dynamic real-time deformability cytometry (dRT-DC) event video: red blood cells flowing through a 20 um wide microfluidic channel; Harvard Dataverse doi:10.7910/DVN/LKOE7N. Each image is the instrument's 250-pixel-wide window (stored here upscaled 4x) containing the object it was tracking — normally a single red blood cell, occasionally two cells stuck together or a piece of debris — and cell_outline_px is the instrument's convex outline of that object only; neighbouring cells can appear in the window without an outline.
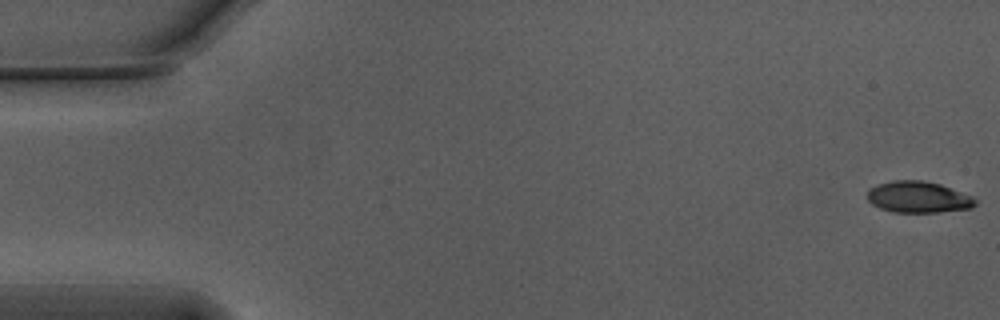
{"species": "Egyptian fruit bat (a non-hibernating species)", "species_latin": "Rousettus aegyptiacus", "temperature_condition": "warm", "stored_images_in_passage": 55, "camera_frame_rate_fps": 3000, "um_per_image_px": 0.085, "animal": {"sex": "male"}, "frame": {"image": 1, "passage_image": 1, "time_ms": 0.0, "image_size_px": [1000, 320], "cell_outline_px": [[976, 204], [972, 208], [936, 212], [892, 212], [880, 208], [872, 204], [868, 200], [868, 192], [876, 184], [892, 180], [920, 180], [940, 184], [972, 196], [976, 200]], "centroid_in_image_um": [78.05, 16.75], "position_along_channel_um": 7.0, "area_um2": 19.65}}
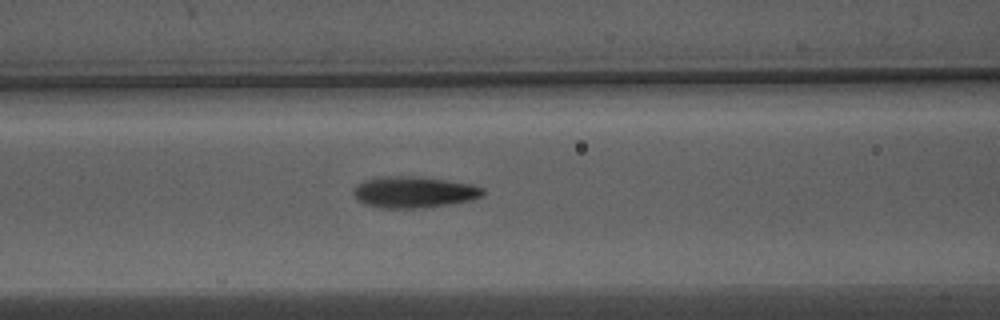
{"frame": {"image": 2, "passage_image": 23, "time_ms": 7.333, "image_size_px": [1000, 320], "cell_outline_px": [[484, 196], [468, 200], [448, 204], [416, 208], [380, 208], [364, 204], [356, 200], [352, 192], [364, 180], [384, 176], [412, 176], [444, 180], [472, 184], [484, 188]], "centroid_in_image_um": [35.16, 16.33], "position_along_channel_um": 131.4, "area_um2": 23.41}}
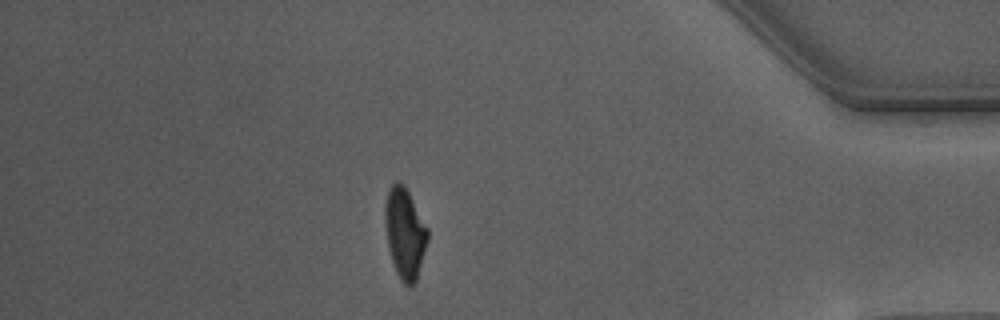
{"frame": {"image": 3, "passage_image": 48, "time_ms": 15.667, "image_size_px": [1000, 320], "cell_outline_px": [[428, 240], [416, 280], [412, 288], [408, 288], [400, 280], [396, 272], [388, 248], [384, 220], [384, 208], [388, 192], [392, 184], [396, 180], [400, 180], [404, 184], [428, 228]], "centroid_in_image_um": [34.4, 19.83], "position_along_channel_um": 400.8, "area_um2": 22.6}, "authors_computed_cell_mechanics": {"area_um2": 22.1952, "velocity_mm_per_s": 3.7557, "shape_relaxation_time_tau1_ms": 2.6814, "shape_relaxation_time_tau2_ms": 1.355, "deformation_change_tau1": 0.1829, "deformation_change_tau2": 0.0924}}